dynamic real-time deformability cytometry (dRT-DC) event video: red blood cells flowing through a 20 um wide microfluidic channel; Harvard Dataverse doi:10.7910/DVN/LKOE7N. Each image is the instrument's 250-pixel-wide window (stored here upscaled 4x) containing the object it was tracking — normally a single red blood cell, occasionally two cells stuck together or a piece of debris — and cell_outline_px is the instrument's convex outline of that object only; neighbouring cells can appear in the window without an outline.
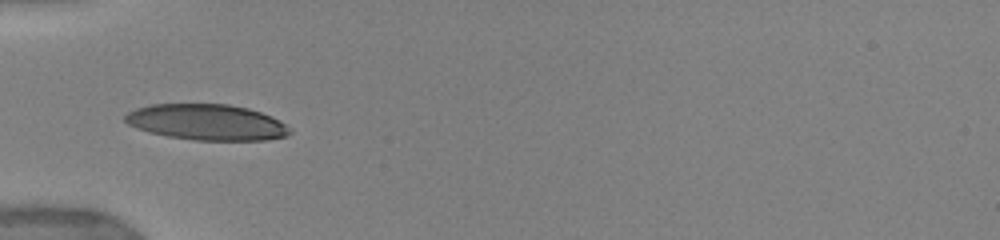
{"species": "human", "species_latin": "Homo sapiens", "temperature_condition": "warm", "stored_images_in_passage": 9, "camera_frame_rate_fps": 3000, "um_per_image_px": 0.085, "donor": {"sex": "female"}, "frame": {"image": 1, "passage_image": 1, "time_ms": 0.0, "image_size_px": [1000, 240], "cell_outline_px": [[292, 132], [288, 136], [268, 140], [196, 140], [168, 136], [148, 132], [136, 128], [128, 124], [124, 120], [124, 116], [128, 112], [136, 108], [152, 104], [228, 104], [248, 108], [260, 112], [284, 124]], "centroid_in_image_um": [17.54, 10.39], "position_along_channel_um": 67.5, "area_um2": 34.28}}